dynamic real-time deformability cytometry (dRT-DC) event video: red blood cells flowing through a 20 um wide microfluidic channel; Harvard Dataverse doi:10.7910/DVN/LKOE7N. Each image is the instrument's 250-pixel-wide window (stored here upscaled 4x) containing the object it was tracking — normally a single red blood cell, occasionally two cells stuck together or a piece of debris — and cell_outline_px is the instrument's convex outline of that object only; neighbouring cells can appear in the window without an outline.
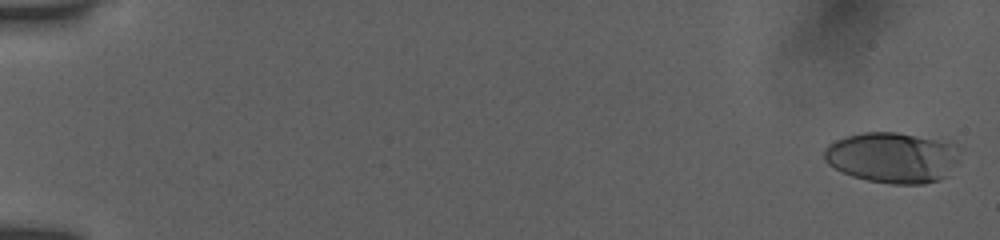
{"species": "human", "species_latin": "Homo sapiens", "temperature_condition": "room temperature", "stored_images_in_passage": 54, "camera_frame_rate_fps": 3000, "um_per_image_px": 0.085, "donor": {"sex": "female"}, "frame": {"image": 1, "passage_image": 2, "time_ms": 0.333, "image_size_px": [1000, 240], "cell_outline_px": [[964, 148], [960, 160], [948, 176], [940, 180], [924, 184], [892, 184], [868, 180], [852, 176], [828, 164], [824, 160], [824, 148], [828, 144], [836, 140], [848, 136], [864, 132], [896, 132], [952, 140]], "centroid_in_image_um": [76.01, 13.37], "position_along_channel_um": 9.0, "area_um2": 41.27}}
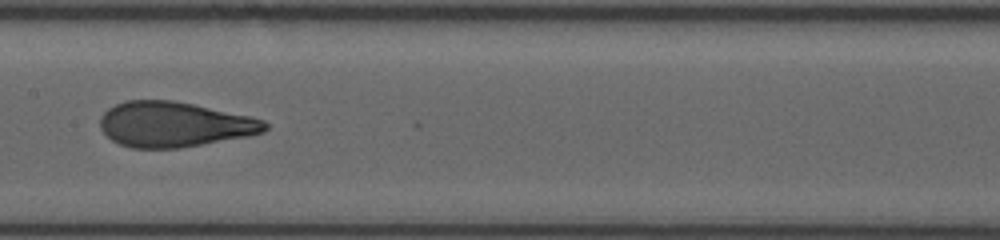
{"frame": {"image": 2, "passage_image": 30, "time_ms": 9.667, "image_size_px": [1000, 240], "cell_outline_px": [[268, 128], [264, 132], [248, 136], [180, 148], [132, 148], [120, 144], [112, 140], [100, 128], [100, 116], [108, 108], [116, 104], [128, 100], [172, 100], [252, 116], [264, 120], [268, 124]], "centroid_in_image_um": [14.82, 10.57], "position_along_channel_um": 192.6, "area_um2": 43.41}}
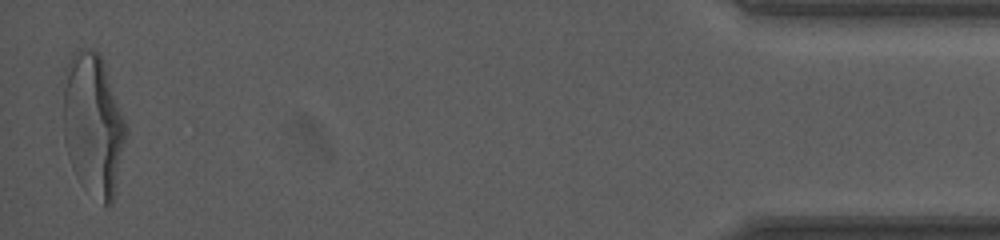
{"frame": {"image": 3, "passage_image": 54, "time_ms": 17.667, "image_size_px": [1000, 240], "cell_outline_px": [[128, 132], [112, 204], [108, 208], [80, 184], [72, 168], [64, 144], [60, 80], [64, 68], [68, 60], [80, 48], [88, 48], [100, 52], [104, 60], [128, 124]], "centroid_in_image_um": [7.89, 10.52], "position_along_channel_um": 427.3, "area_um2": 54.1}, "authors_computed_cell_mechanics": {"area_um2": 42.8587, "velocity_mm_per_s": 3.9263, "shape_relaxation_time_tau1_ms": 5.1535, "shape_relaxation_time_tau2_ms": 0.9257, "deformation_change_tau1": 0.2228, "deformation_change_tau2": 0.0898}}